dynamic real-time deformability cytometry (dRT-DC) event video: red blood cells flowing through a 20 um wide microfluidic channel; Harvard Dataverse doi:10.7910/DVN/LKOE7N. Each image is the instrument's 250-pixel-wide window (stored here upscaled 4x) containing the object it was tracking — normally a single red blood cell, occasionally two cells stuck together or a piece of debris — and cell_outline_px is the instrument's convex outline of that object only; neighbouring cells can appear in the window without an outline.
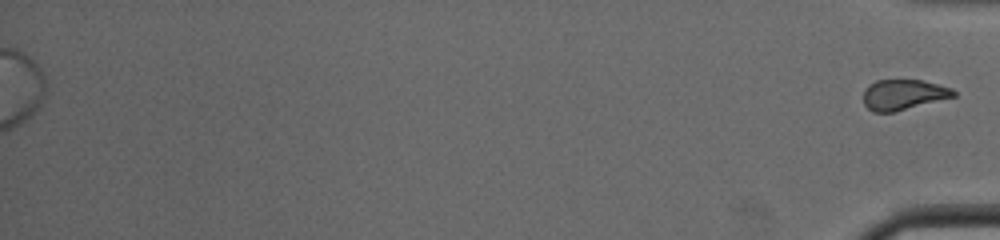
{"species": "common noctule bat (a hibernating species)", "species_latin": "Nyctalus noctula", "temperature_condition": "cold", "stored_images_in_passage": 36, "segment_of_instrument_passage": [2, 2], "camera_frame_rate_fps": 3000, "um_per_image_px": 0.085, "animal": {"sex": "male", "body_mass_g": 19.0, "forearm_length_mm": 50.8}, "frame": {"image": 1, "passage_image": 36, "time_ms": 11.667, "image_size_px": [1000, 240], "cell_outline_px": [[956, 96], [896, 112], [872, 112], [864, 104], [864, 88], [868, 84], [876, 80], [924, 80], [952, 88], [956, 92]], "centroid_in_image_um": [76.79, 8.04], "position_along_channel_um": 358.4, "area_um2": 16.18}}